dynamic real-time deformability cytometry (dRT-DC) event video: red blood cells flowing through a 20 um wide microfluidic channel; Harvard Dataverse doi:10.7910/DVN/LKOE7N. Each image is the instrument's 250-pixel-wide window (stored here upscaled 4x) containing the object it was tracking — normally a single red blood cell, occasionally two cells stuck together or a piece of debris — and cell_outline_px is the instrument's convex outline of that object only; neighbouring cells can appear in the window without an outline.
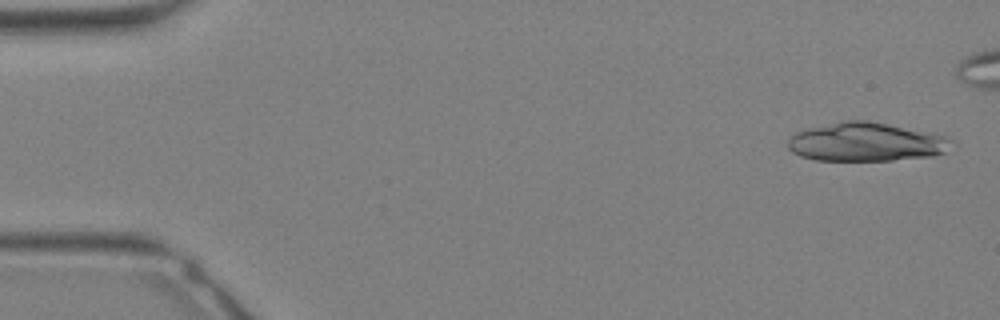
{"species": "Egyptian fruit bat (a non-hibernating species)", "species_latin": "Rousettus aegyptiacus", "temperature_condition": "warm", "stored_images_in_passage": 30, "camera_frame_rate_fps": 3000, "um_per_image_px": 0.085, "animal": {"sex": "female"}, "frame": {"image": 1, "passage_image": 1, "time_ms": 0.0, "image_size_px": [1000, 320], "cell_outline_px": [[952, 140], [948, 152], [932, 156], [892, 160], [816, 160], [800, 156], [792, 152], [788, 148], [788, 140], [796, 132], [808, 128], [844, 120], [864, 120], [944, 136]], "centroid_in_image_um": [73.57, 12.08], "position_along_channel_um": 11.4, "area_um2": 36.36}}